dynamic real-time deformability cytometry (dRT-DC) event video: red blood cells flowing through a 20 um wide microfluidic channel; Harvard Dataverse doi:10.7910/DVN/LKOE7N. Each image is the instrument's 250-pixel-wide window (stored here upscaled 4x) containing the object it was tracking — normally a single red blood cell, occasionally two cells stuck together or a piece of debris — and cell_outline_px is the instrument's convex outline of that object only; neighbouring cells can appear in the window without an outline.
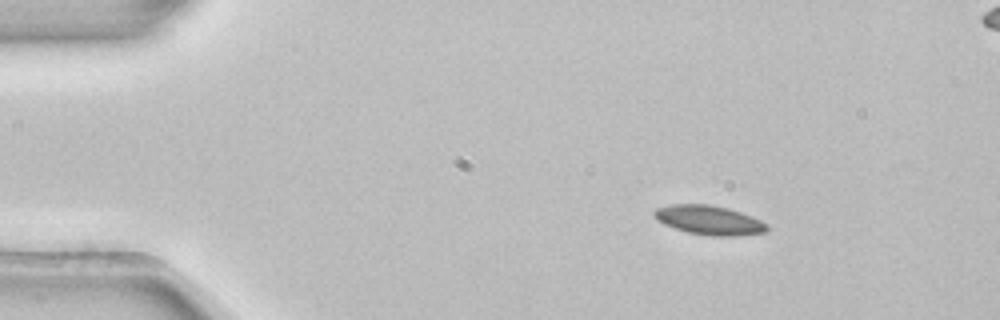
{"species": "common noctule bat (a hibernating species)", "species_latin": "Nyctalus noctula", "temperature_condition": "room temperature", "stored_images_in_passage": 4, "camera_frame_rate_fps": 3000, "um_per_image_px": 0.085, "animal": {"sex": "female", "body_mass_g": 22.7, "forearm_length_mm": 54.2}, "frame": {"image": 1, "passage_image": 1, "time_ms": 0.0, "image_size_px": [1000, 320], "cell_outline_px": [[768, 232], [736, 236], [712, 236], [688, 232], [664, 224], [656, 220], [652, 212], [656, 208], [672, 204], [708, 204], [728, 208], [752, 216], [768, 224]], "centroid_in_image_um": [60.29, 18.71], "position_along_channel_um": 24.7, "area_um2": 19.31}}